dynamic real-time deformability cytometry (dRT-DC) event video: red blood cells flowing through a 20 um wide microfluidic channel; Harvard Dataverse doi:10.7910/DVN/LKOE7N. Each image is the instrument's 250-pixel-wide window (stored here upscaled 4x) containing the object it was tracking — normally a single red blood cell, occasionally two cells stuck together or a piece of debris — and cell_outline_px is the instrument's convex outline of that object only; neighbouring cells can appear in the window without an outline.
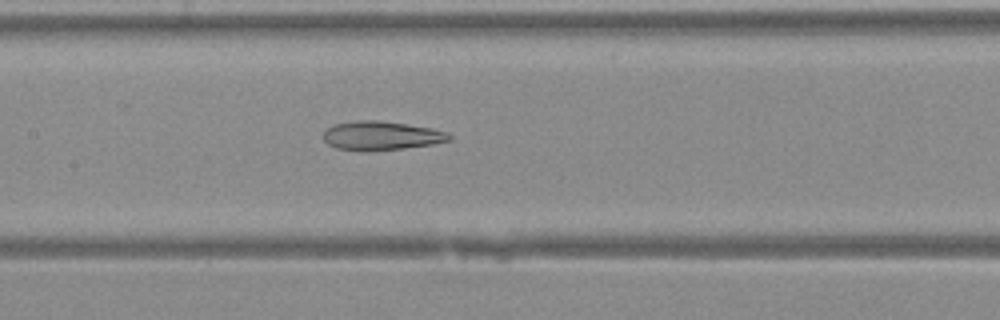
{"species": "Egyptian fruit bat (a non-hibernating species)", "species_latin": "Rousettus aegyptiacus", "temperature_condition": "warm", "stored_images_in_passage": 30, "camera_frame_rate_fps": 3000, "um_per_image_px": 0.085, "animal": {"sex": "female"}, "frame": {"image": 1, "passage_image": 10, "time_ms": 3.0, "image_size_px": [1000, 320], "cell_outline_px": [[452, 140], [432, 144], [404, 148], [368, 152], [364, 152], [336, 148], [328, 144], [324, 140], [324, 132], [332, 124], [356, 120], [376, 120], [432, 128], [448, 132], [452, 136]], "centroid_in_image_um": [32.4, 11.54], "position_along_channel_um": 175.0, "area_um2": 21.39}}
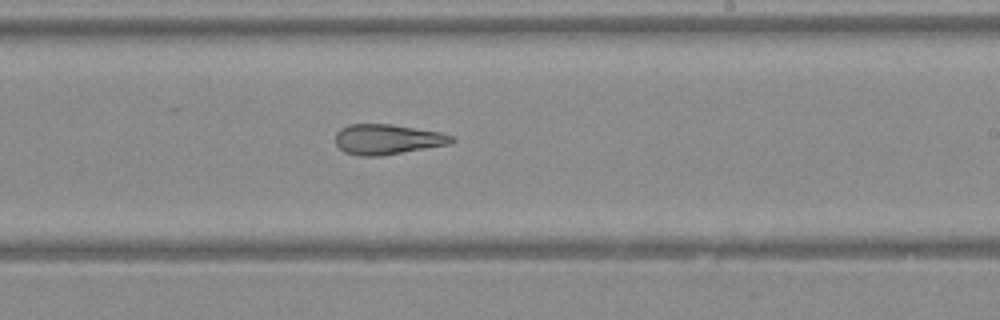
{"frame": {"image": 2, "passage_image": 15, "time_ms": 4.667, "image_size_px": [1000, 320], "cell_outline_px": [[456, 140], [452, 144], [380, 156], [360, 156], [344, 152], [336, 144], [336, 132], [340, 128], [348, 124], [392, 124], [440, 132], [452, 136]], "centroid_in_image_um": [32.93, 11.84], "position_along_channel_um": 256.1, "area_um2": 20.58}}
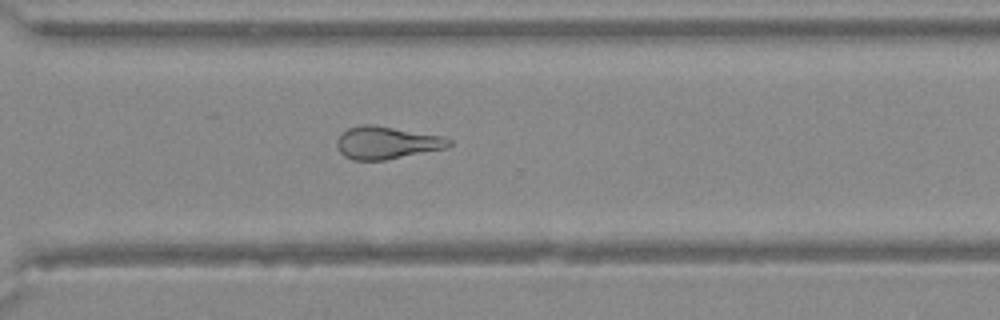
{"frame": {"image": 3, "passage_image": 20, "time_ms": 6.333, "image_size_px": [1000, 320], "cell_outline_px": [[452, 144], [448, 148], [384, 160], [352, 160], [344, 156], [340, 152], [336, 144], [336, 140], [348, 128], [364, 124], [372, 124], [444, 136], [452, 140]], "centroid_in_image_um": [32.9, 12.13], "position_along_channel_um": 337.7, "area_um2": 21.33}}